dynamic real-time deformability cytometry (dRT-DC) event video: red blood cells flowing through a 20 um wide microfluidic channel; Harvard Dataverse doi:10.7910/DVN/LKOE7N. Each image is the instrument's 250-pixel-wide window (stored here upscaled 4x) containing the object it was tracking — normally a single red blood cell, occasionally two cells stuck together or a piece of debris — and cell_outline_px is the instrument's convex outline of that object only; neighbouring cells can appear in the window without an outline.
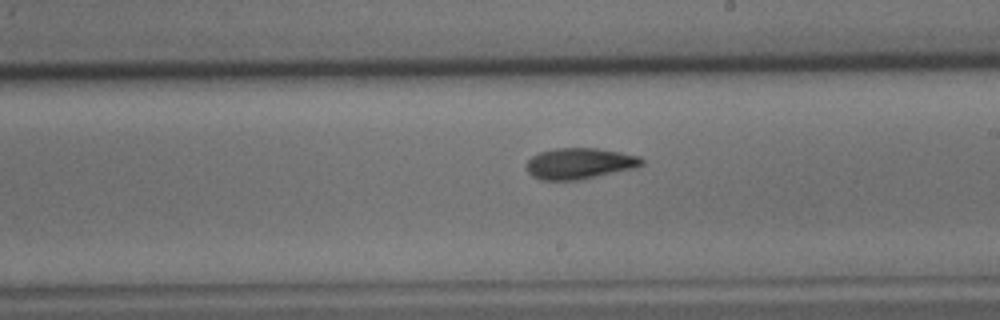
{"species": "common noctule bat (a hibernating species)", "species_latin": "Nyctalus noctula", "temperature_condition": "cold", "stored_images_in_passage": 30, "camera_frame_rate_fps": 3000, "um_per_image_px": 0.085, "animal": {"sex": "male", "body_mass_g": 15.6}, "frame": {"image": 1, "passage_image": 18, "time_ms": 5.667, "image_size_px": [1000, 320], "cell_outline_px": [[644, 164], [636, 168], [580, 180], [540, 180], [532, 176], [528, 172], [524, 164], [532, 156], [540, 152], [556, 148], [596, 148], [620, 152], [640, 156], [644, 160]], "centroid_in_image_um": [49.26, 13.9], "position_along_channel_um": 239.7, "area_um2": 21.1}}
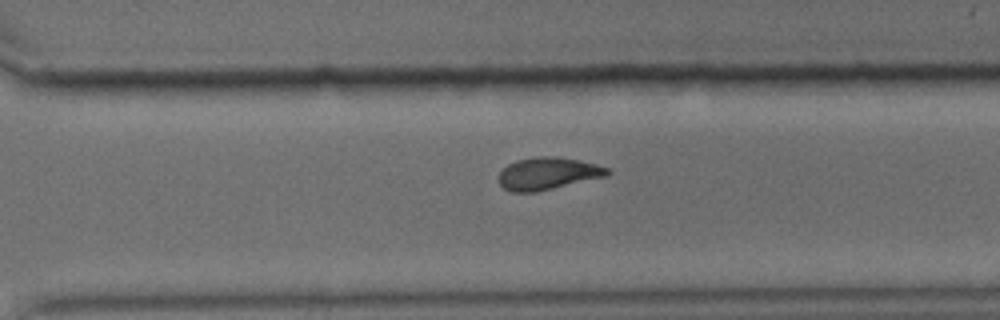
{"frame": {"image": 2, "passage_image": 25, "time_ms": 8.0, "image_size_px": [1000, 320], "cell_outline_px": [[612, 172], [608, 176], [536, 192], [512, 192], [504, 188], [496, 180], [500, 172], [508, 164], [516, 160], [540, 156], [556, 156], [596, 164], [608, 168]], "centroid_in_image_um": [46.56, 14.75], "position_along_channel_um": 324.0, "area_um2": 20.52}}
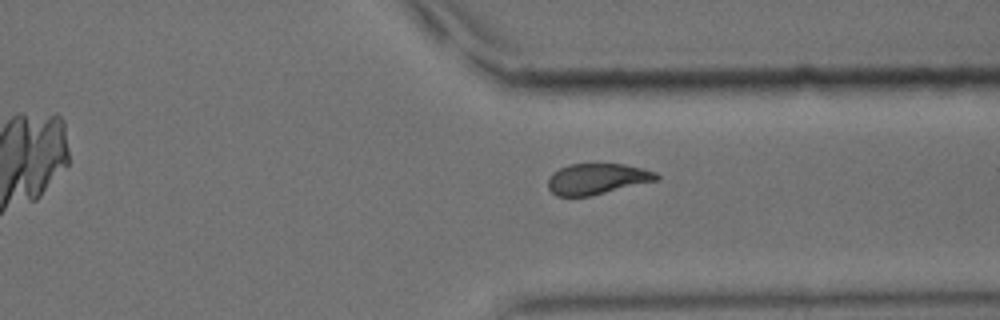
{"frame": {"image": 3, "passage_image": 28, "time_ms": 9.0, "image_size_px": [1000, 320], "cell_outline_px": [[660, 180], [588, 196], [556, 196], [548, 188], [548, 176], [552, 172], [568, 164], [624, 164], [644, 168], [656, 172], [660, 176]], "centroid_in_image_um": [50.76, 15.2], "position_along_channel_um": 360.6, "area_um2": 19.65}}